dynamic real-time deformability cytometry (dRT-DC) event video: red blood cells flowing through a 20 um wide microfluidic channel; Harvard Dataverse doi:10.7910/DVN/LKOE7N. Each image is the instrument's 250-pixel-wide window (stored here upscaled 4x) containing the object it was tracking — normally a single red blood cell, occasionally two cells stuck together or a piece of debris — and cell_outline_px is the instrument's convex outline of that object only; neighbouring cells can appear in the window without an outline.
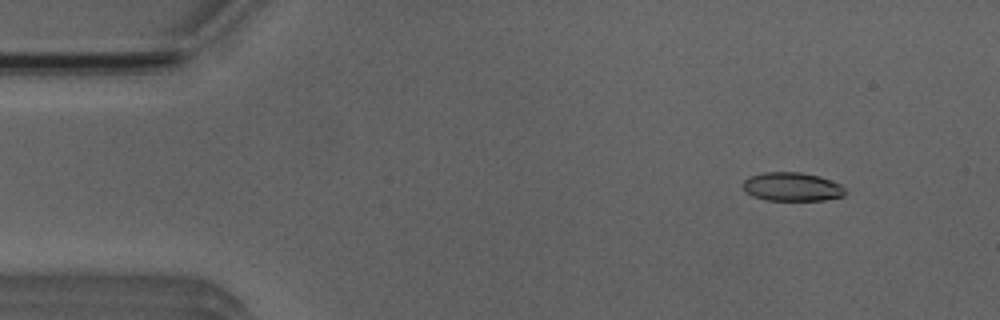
{"species": "Egyptian fruit bat (a non-hibernating species)", "species_latin": "Rousettus aegyptiacus", "temperature_condition": "room temperature", "stored_images_in_passage": 7, "camera_frame_rate_fps": 3000, "um_per_image_px": 0.085, "animal": {"sex": "male"}, "frame": {"image": 1, "passage_image": 1, "time_ms": 0.0, "image_size_px": [1000, 320], "cell_outline_px": [[848, 192], [844, 196], [824, 200], [764, 200], [752, 196], [744, 188], [744, 180], [752, 176], [764, 172], [800, 172], [820, 176], [840, 184]], "centroid_in_image_um": [67.37, 15.88], "position_along_channel_um": 17.6, "area_um2": 17.05}}
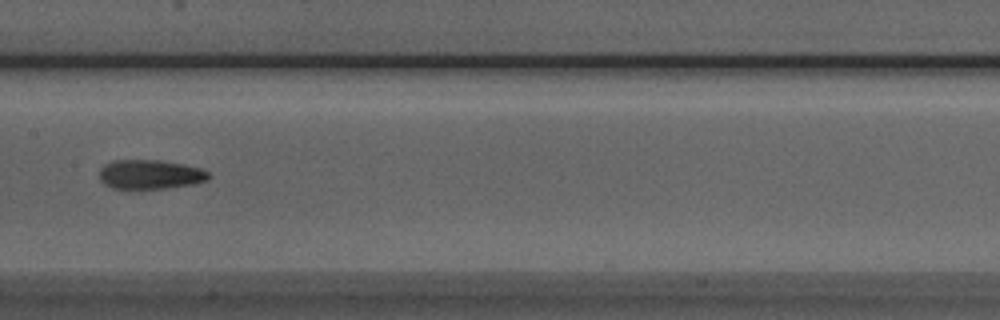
{"frame": {"image": 2, "passage_image": 7, "time_ms": 6.667, "image_size_px": [1000, 320], "cell_outline_px": [[212, 176], [208, 180], [192, 184], [164, 188], [112, 188], [104, 184], [100, 180], [100, 168], [104, 164], [112, 160], [160, 160], [184, 164], [200, 168], [208, 172]], "centroid_in_image_um": [12.76, 14.81], "position_along_channel_um": 194.6, "area_um2": 18.67}}